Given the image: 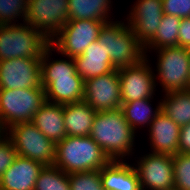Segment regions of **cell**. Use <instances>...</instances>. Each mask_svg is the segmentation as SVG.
Segmentation results:
<instances>
[{
  "label": "cell",
  "instance_id": "1",
  "mask_svg": "<svg viewBox=\"0 0 190 190\" xmlns=\"http://www.w3.org/2000/svg\"><path fill=\"white\" fill-rule=\"evenodd\" d=\"M56 49L50 44L41 56V86L46 101L56 104L80 102L84 96V80L77 73L73 58H53ZM67 59V60H66Z\"/></svg>",
  "mask_w": 190,
  "mask_h": 190
},
{
  "label": "cell",
  "instance_id": "2",
  "mask_svg": "<svg viewBox=\"0 0 190 190\" xmlns=\"http://www.w3.org/2000/svg\"><path fill=\"white\" fill-rule=\"evenodd\" d=\"M137 135L119 108L97 112L89 136L110 160L131 161L136 151Z\"/></svg>",
  "mask_w": 190,
  "mask_h": 190
},
{
  "label": "cell",
  "instance_id": "3",
  "mask_svg": "<svg viewBox=\"0 0 190 190\" xmlns=\"http://www.w3.org/2000/svg\"><path fill=\"white\" fill-rule=\"evenodd\" d=\"M110 161L90 136H66L56 144L54 165L67 174L101 170Z\"/></svg>",
  "mask_w": 190,
  "mask_h": 190
},
{
  "label": "cell",
  "instance_id": "4",
  "mask_svg": "<svg viewBox=\"0 0 190 190\" xmlns=\"http://www.w3.org/2000/svg\"><path fill=\"white\" fill-rule=\"evenodd\" d=\"M97 40L115 69L134 66L145 58L143 46L125 19L105 23Z\"/></svg>",
  "mask_w": 190,
  "mask_h": 190
},
{
  "label": "cell",
  "instance_id": "5",
  "mask_svg": "<svg viewBox=\"0 0 190 190\" xmlns=\"http://www.w3.org/2000/svg\"><path fill=\"white\" fill-rule=\"evenodd\" d=\"M156 53L154 69L155 85L163 94L190 89V50L181 46L163 47L150 53ZM159 85V86H158Z\"/></svg>",
  "mask_w": 190,
  "mask_h": 190
},
{
  "label": "cell",
  "instance_id": "6",
  "mask_svg": "<svg viewBox=\"0 0 190 190\" xmlns=\"http://www.w3.org/2000/svg\"><path fill=\"white\" fill-rule=\"evenodd\" d=\"M50 40L29 23L0 25V61L3 59H41Z\"/></svg>",
  "mask_w": 190,
  "mask_h": 190
},
{
  "label": "cell",
  "instance_id": "7",
  "mask_svg": "<svg viewBox=\"0 0 190 190\" xmlns=\"http://www.w3.org/2000/svg\"><path fill=\"white\" fill-rule=\"evenodd\" d=\"M46 102L44 88L0 89V126L5 132L18 123L31 122Z\"/></svg>",
  "mask_w": 190,
  "mask_h": 190
},
{
  "label": "cell",
  "instance_id": "8",
  "mask_svg": "<svg viewBox=\"0 0 190 190\" xmlns=\"http://www.w3.org/2000/svg\"><path fill=\"white\" fill-rule=\"evenodd\" d=\"M19 156L44 166L54 165L56 144L49 140L32 122L18 123L5 131Z\"/></svg>",
  "mask_w": 190,
  "mask_h": 190
},
{
  "label": "cell",
  "instance_id": "9",
  "mask_svg": "<svg viewBox=\"0 0 190 190\" xmlns=\"http://www.w3.org/2000/svg\"><path fill=\"white\" fill-rule=\"evenodd\" d=\"M105 22L95 20H69L50 40L57 55L74 58L83 54L84 50L98 39L99 32Z\"/></svg>",
  "mask_w": 190,
  "mask_h": 190
},
{
  "label": "cell",
  "instance_id": "10",
  "mask_svg": "<svg viewBox=\"0 0 190 190\" xmlns=\"http://www.w3.org/2000/svg\"><path fill=\"white\" fill-rule=\"evenodd\" d=\"M134 155L133 165L137 171L142 190H173L174 169L170 155L142 152Z\"/></svg>",
  "mask_w": 190,
  "mask_h": 190
},
{
  "label": "cell",
  "instance_id": "11",
  "mask_svg": "<svg viewBox=\"0 0 190 190\" xmlns=\"http://www.w3.org/2000/svg\"><path fill=\"white\" fill-rule=\"evenodd\" d=\"M152 56H145L134 66L118 69L122 103L152 98L156 95L155 74ZM152 62V63H151Z\"/></svg>",
  "mask_w": 190,
  "mask_h": 190
},
{
  "label": "cell",
  "instance_id": "12",
  "mask_svg": "<svg viewBox=\"0 0 190 190\" xmlns=\"http://www.w3.org/2000/svg\"><path fill=\"white\" fill-rule=\"evenodd\" d=\"M69 21L68 0H28L26 21L51 40Z\"/></svg>",
  "mask_w": 190,
  "mask_h": 190
},
{
  "label": "cell",
  "instance_id": "13",
  "mask_svg": "<svg viewBox=\"0 0 190 190\" xmlns=\"http://www.w3.org/2000/svg\"><path fill=\"white\" fill-rule=\"evenodd\" d=\"M83 100L96 112L121 108L122 100L118 69L85 80Z\"/></svg>",
  "mask_w": 190,
  "mask_h": 190
},
{
  "label": "cell",
  "instance_id": "14",
  "mask_svg": "<svg viewBox=\"0 0 190 190\" xmlns=\"http://www.w3.org/2000/svg\"><path fill=\"white\" fill-rule=\"evenodd\" d=\"M41 86V59L16 58L0 61V89Z\"/></svg>",
  "mask_w": 190,
  "mask_h": 190
},
{
  "label": "cell",
  "instance_id": "15",
  "mask_svg": "<svg viewBox=\"0 0 190 190\" xmlns=\"http://www.w3.org/2000/svg\"><path fill=\"white\" fill-rule=\"evenodd\" d=\"M125 20L144 46L154 35L164 15L162 0H135Z\"/></svg>",
  "mask_w": 190,
  "mask_h": 190
},
{
  "label": "cell",
  "instance_id": "16",
  "mask_svg": "<svg viewBox=\"0 0 190 190\" xmlns=\"http://www.w3.org/2000/svg\"><path fill=\"white\" fill-rule=\"evenodd\" d=\"M147 131L150 152L170 156L178 153L180 126L162 111L153 119Z\"/></svg>",
  "mask_w": 190,
  "mask_h": 190
},
{
  "label": "cell",
  "instance_id": "17",
  "mask_svg": "<svg viewBox=\"0 0 190 190\" xmlns=\"http://www.w3.org/2000/svg\"><path fill=\"white\" fill-rule=\"evenodd\" d=\"M44 167L32 159L17 156L11 166L0 177L4 190H34L39 172Z\"/></svg>",
  "mask_w": 190,
  "mask_h": 190
},
{
  "label": "cell",
  "instance_id": "18",
  "mask_svg": "<svg viewBox=\"0 0 190 190\" xmlns=\"http://www.w3.org/2000/svg\"><path fill=\"white\" fill-rule=\"evenodd\" d=\"M104 190H142L132 161L111 160L100 170Z\"/></svg>",
  "mask_w": 190,
  "mask_h": 190
},
{
  "label": "cell",
  "instance_id": "19",
  "mask_svg": "<svg viewBox=\"0 0 190 190\" xmlns=\"http://www.w3.org/2000/svg\"><path fill=\"white\" fill-rule=\"evenodd\" d=\"M76 71L85 81L114 70L111 59L98 40L92 42L80 56L73 58Z\"/></svg>",
  "mask_w": 190,
  "mask_h": 190
},
{
  "label": "cell",
  "instance_id": "20",
  "mask_svg": "<svg viewBox=\"0 0 190 190\" xmlns=\"http://www.w3.org/2000/svg\"><path fill=\"white\" fill-rule=\"evenodd\" d=\"M31 122L55 144L67 136L64 124V105L46 101L35 113Z\"/></svg>",
  "mask_w": 190,
  "mask_h": 190
},
{
  "label": "cell",
  "instance_id": "21",
  "mask_svg": "<svg viewBox=\"0 0 190 190\" xmlns=\"http://www.w3.org/2000/svg\"><path fill=\"white\" fill-rule=\"evenodd\" d=\"M97 112L84 100L64 105V124L67 136L90 135Z\"/></svg>",
  "mask_w": 190,
  "mask_h": 190
},
{
  "label": "cell",
  "instance_id": "22",
  "mask_svg": "<svg viewBox=\"0 0 190 190\" xmlns=\"http://www.w3.org/2000/svg\"><path fill=\"white\" fill-rule=\"evenodd\" d=\"M113 2L112 0H68L69 20L88 19L105 23L114 21L115 16L111 11Z\"/></svg>",
  "mask_w": 190,
  "mask_h": 190
},
{
  "label": "cell",
  "instance_id": "23",
  "mask_svg": "<svg viewBox=\"0 0 190 190\" xmlns=\"http://www.w3.org/2000/svg\"><path fill=\"white\" fill-rule=\"evenodd\" d=\"M155 98H145L122 103L121 110L130 127L138 133L144 127L149 128L153 119L161 112V99L154 105ZM156 107V108H155Z\"/></svg>",
  "mask_w": 190,
  "mask_h": 190
},
{
  "label": "cell",
  "instance_id": "24",
  "mask_svg": "<svg viewBox=\"0 0 190 190\" xmlns=\"http://www.w3.org/2000/svg\"><path fill=\"white\" fill-rule=\"evenodd\" d=\"M161 111L177 125L190 123V89L178 90L163 94Z\"/></svg>",
  "mask_w": 190,
  "mask_h": 190
},
{
  "label": "cell",
  "instance_id": "25",
  "mask_svg": "<svg viewBox=\"0 0 190 190\" xmlns=\"http://www.w3.org/2000/svg\"><path fill=\"white\" fill-rule=\"evenodd\" d=\"M181 18L164 14L155 35L143 46L144 54L163 47L178 46Z\"/></svg>",
  "mask_w": 190,
  "mask_h": 190
},
{
  "label": "cell",
  "instance_id": "26",
  "mask_svg": "<svg viewBox=\"0 0 190 190\" xmlns=\"http://www.w3.org/2000/svg\"><path fill=\"white\" fill-rule=\"evenodd\" d=\"M34 190H70L68 174L55 165L44 166L39 172Z\"/></svg>",
  "mask_w": 190,
  "mask_h": 190
},
{
  "label": "cell",
  "instance_id": "27",
  "mask_svg": "<svg viewBox=\"0 0 190 190\" xmlns=\"http://www.w3.org/2000/svg\"><path fill=\"white\" fill-rule=\"evenodd\" d=\"M27 12L28 0H0V25L24 23Z\"/></svg>",
  "mask_w": 190,
  "mask_h": 190
},
{
  "label": "cell",
  "instance_id": "28",
  "mask_svg": "<svg viewBox=\"0 0 190 190\" xmlns=\"http://www.w3.org/2000/svg\"><path fill=\"white\" fill-rule=\"evenodd\" d=\"M174 189L190 190V154L177 153L172 156Z\"/></svg>",
  "mask_w": 190,
  "mask_h": 190
},
{
  "label": "cell",
  "instance_id": "29",
  "mask_svg": "<svg viewBox=\"0 0 190 190\" xmlns=\"http://www.w3.org/2000/svg\"><path fill=\"white\" fill-rule=\"evenodd\" d=\"M70 190H104L100 170L68 174Z\"/></svg>",
  "mask_w": 190,
  "mask_h": 190
},
{
  "label": "cell",
  "instance_id": "30",
  "mask_svg": "<svg viewBox=\"0 0 190 190\" xmlns=\"http://www.w3.org/2000/svg\"><path fill=\"white\" fill-rule=\"evenodd\" d=\"M18 156L12 140L5 134L0 135V177L11 166Z\"/></svg>",
  "mask_w": 190,
  "mask_h": 190
},
{
  "label": "cell",
  "instance_id": "31",
  "mask_svg": "<svg viewBox=\"0 0 190 190\" xmlns=\"http://www.w3.org/2000/svg\"><path fill=\"white\" fill-rule=\"evenodd\" d=\"M163 12L181 19L190 17V0H162Z\"/></svg>",
  "mask_w": 190,
  "mask_h": 190
},
{
  "label": "cell",
  "instance_id": "32",
  "mask_svg": "<svg viewBox=\"0 0 190 190\" xmlns=\"http://www.w3.org/2000/svg\"><path fill=\"white\" fill-rule=\"evenodd\" d=\"M178 46L190 50V17L181 19L178 34Z\"/></svg>",
  "mask_w": 190,
  "mask_h": 190
},
{
  "label": "cell",
  "instance_id": "33",
  "mask_svg": "<svg viewBox=\"0 0 190 190\" xmlns=\"http://www.w3.org/2000/svg\"><path fill=\"white\" fill-rule=\"evenodd\" d=\"M178 153L190 154V123L180 126Z\"/></svg>",
  "mask_w": 190,
  "mask_h": 190
},
{
  "label": "cell",
  "instance_id": "34",
  "mask_svg": "<svg viewBox=\"0 0 190 190\" xmlns=\"http://www.w3.org/2000/svg\"><path fill=\"white\" fill-rule=\"evenodd\" d=\"M3 133L4 132H3L2 128H1V126H0V135L3 134Z\"/></svg>",
  "mask_w": 190,
  "mask_h": 190
}]
</instances>
